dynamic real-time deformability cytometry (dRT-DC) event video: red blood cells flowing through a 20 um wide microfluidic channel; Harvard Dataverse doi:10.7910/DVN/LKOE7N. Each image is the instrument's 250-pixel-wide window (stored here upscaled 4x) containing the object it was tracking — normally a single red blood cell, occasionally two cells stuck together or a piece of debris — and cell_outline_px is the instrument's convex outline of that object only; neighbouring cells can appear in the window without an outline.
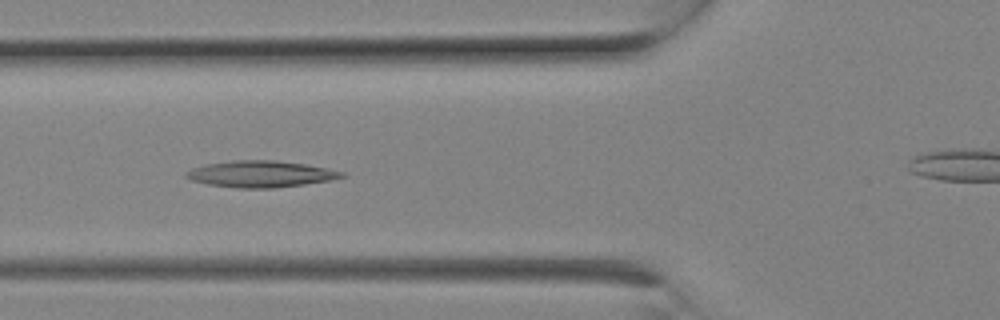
{"species": "Egyptian fruit bat (a non-hibernating species)", "species_latin": "Rousettus aegyptiacus", "temperature_condition": "room temperature", "stored_images_in_passage": 9, "camera_frame_rate_fps": 3000, "um_per_image_px": 0.085, "animal": {"sex": "female"}, "frame": {"image": 1, "passage_image": 8, "time_ms": 2.333, "image_size_px": [1000, 320], "cell_outline_px": [[348, 176], [328, 180], [304, 184], [272, 188], [236, 188], [208, 184], [192, 180], [184, 176], [184, 172], [192, 168], [204, 164], [232, 160], [276, 160], [304, 164], [344, 172]], "centroid_in_image_um": [22.1, 14.78], "position_along_channel_um": 103.7, "area_um2": 23.93}}
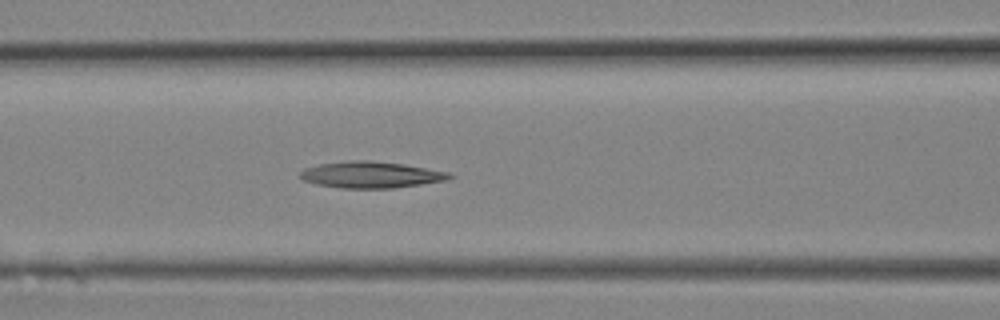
{"frame": {"image": 2, "passage_image": 9, "time_ms": 2.667, "image_size_px": [1000, 320], "cell_outline_px": [[456, 176], [448, 180], [392, 188], [340, 188], [316, 184], [304, 180], [296, 176], [304, 168], [320, 164], [348, 160], [368, 160], [404, 164], [452, 172]], "centroid_in_image_um": [31.55, 14.85], "position_along_channel_um": 135.0, "area_um2": 23.24}}